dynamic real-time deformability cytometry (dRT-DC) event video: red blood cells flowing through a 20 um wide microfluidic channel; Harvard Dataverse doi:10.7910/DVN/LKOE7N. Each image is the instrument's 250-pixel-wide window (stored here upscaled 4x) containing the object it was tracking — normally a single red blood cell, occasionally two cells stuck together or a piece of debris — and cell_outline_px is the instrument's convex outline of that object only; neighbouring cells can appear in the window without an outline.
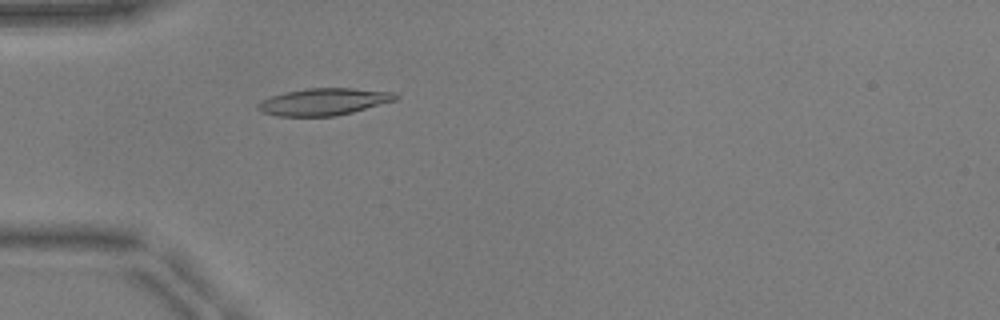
{"species": "common noctule bat (a hibernating species)", "species_latin": "Nyctalus noctula", "temperature_condition": "warm", "stored_images_in_passage": 51, "camera_frame_rate_fps": 3000, "um_per_image_px": 0.085, "animal": {"sex": "male", "body_mass_g": 17.9, "forearm_length_mm": 54.2}, "frame": {"image": 1, "passage_image": 16, "time_ms": 5.0, "image_size_px": [1000, 320], "cell_outline_px": [[400, 96], [396, 100], [352, 112], [336, 116], [276, 116], [264, 112], [256, 108], [256, 104], [272, 96], [284, 92], [308, 88], [352, 88], [392, 92]], "centroid_in_image_um": [27.52, 8.65], "position_along_channel_um": 57.5, "area_um2": 21.5}}
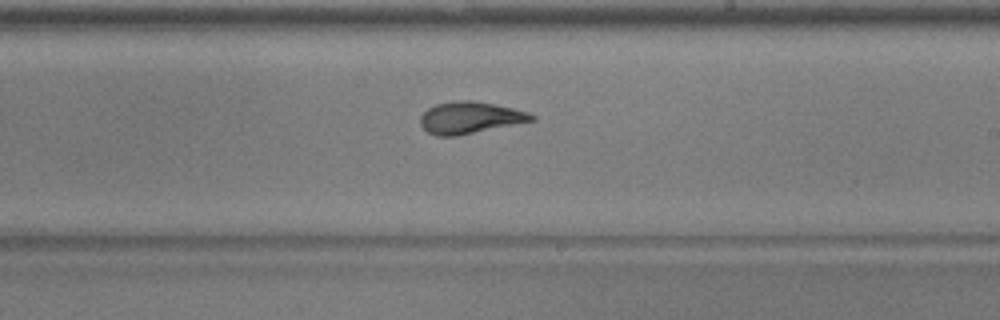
{"frame": {"image": 2, "passage_image": 31, "time_ms": 10.0, "image_size_px": [1000, 320], "cell_outline_px": [[536, 120], [456, 136], [436, 136], [428, 132], [420, 124], [420, 116], [428, 108], [436, 104], [456, 100], [472, 100], [512, 108], [528, 112], [536, 116]], "centroid_in_image_um": [39.94, 10.0], "position_along_channel_um": 249.1, "area_um2": 20.52}}
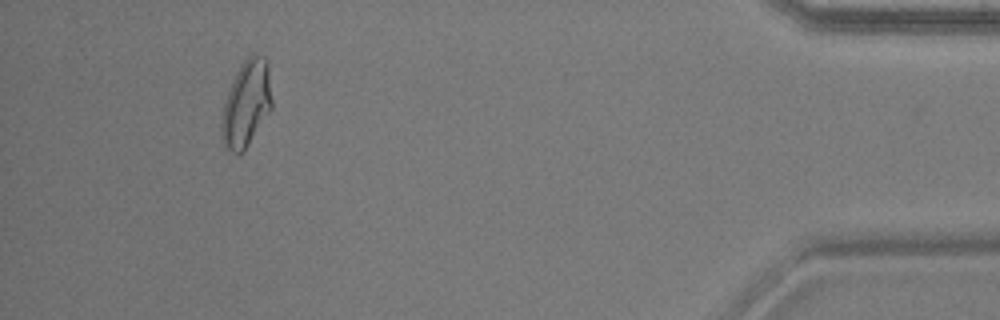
{"frame": {"image": 3, "passage_image": 48, "time_ms": 15.667, "image_size_px": [1000, 320], "cell_outline_px": [[272, 108], [248, 144], [240, 152], [232, 152], [224, 148], [220, 136], [220, 116], [224, 100], [232, 80], [236, 72], [244, 60], [252, 52], [264, 56], [268, 60], [272, 100]], "centroid_in_image_um": [20.91, 8.77], "position_along_channel_um": 414.3, "area_um2": 25.72}, "authors_computed_cell_mechanics": {"area_um2": 20.5768, "velocity_mm_per_s": 3.9445, "shape_relaxation_time_tau1_ms": 4.7507, "shape_relaxation_time_tau2_ms": 1.1921, "deformation_change_tau1": 0.1751, "deformation_change_tau2": 0.0786}}